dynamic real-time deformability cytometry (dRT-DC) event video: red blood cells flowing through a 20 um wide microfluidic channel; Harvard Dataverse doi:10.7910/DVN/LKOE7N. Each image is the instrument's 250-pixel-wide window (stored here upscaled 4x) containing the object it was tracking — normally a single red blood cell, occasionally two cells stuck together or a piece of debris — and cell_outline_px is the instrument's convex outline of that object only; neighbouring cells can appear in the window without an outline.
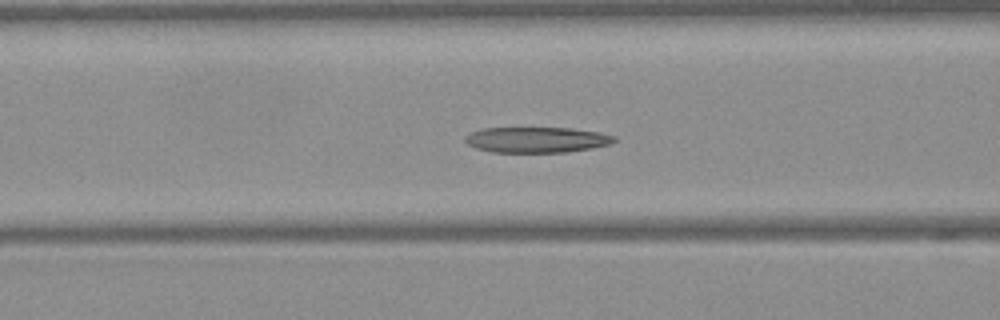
{"species": "Egyptian fruit bat (a non-hibernating species)", "species_latin": "Rousettus aegyptiacus", "temperature_condition": "warm", "stored_images_in_passage": 45, "camera_frame_rate_fps": 3000, "um_per_image_px": 0.085, "frame": {"image": 1, "passage_image": 14, "time_ms": 4.333, "image_size_px": [1000, 320], "cell_outline_px": [[616, 140], [608, 144], [592, 148], [568, 152], [492, 152], [476, 148], [468, 144], [464, 140], [464, 136], [472, 132], [484, 128], [572, 128], [600, 132], [616, 136]], "centroid_in_image_um": [45.62, 11.88], "position_along_channel_um": 121.0, "area_um2": 22.25}}
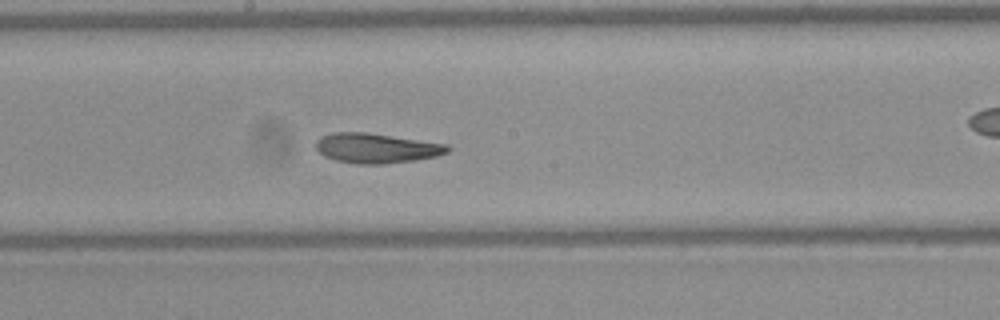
{"frame": {"image": 2, "passage_image": 21, "time_ms": 6.667, "image_size_px": [1000, 320], "cell_outline_px": [[452, 148], [448, 152], [436, 156], [412, 160], [384, 164], [356, 164], [336, 160], [324, 156], [316, 148], [316, 140], [320, 136], [336, 132], [364, 132], [448, 144]], "centroid_in_image_um": [31.98, 12.59], "position_along_channel_um": 216.2, "area_um2": 22.77}}
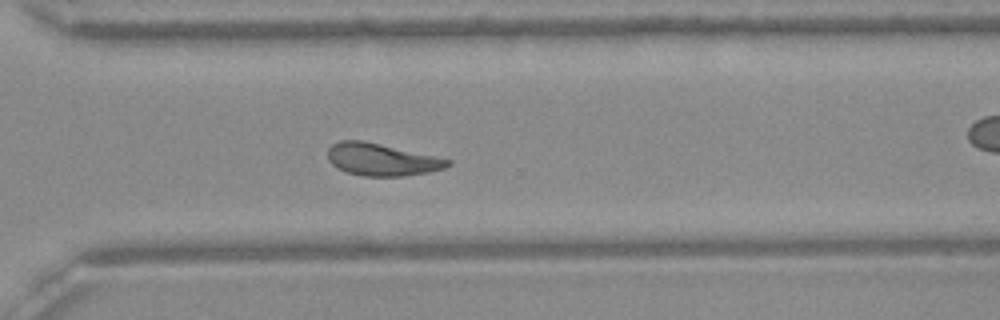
{"frame": {"image": 3, "passage_image": 30, "time_ms": 9.667, "image_size_px": [1000, 320], "cell_outline_px": [[452, 164], [444, 168], [428, 172], [404, 176], [364, 176], [348, 172], [336, 168], [328, 160], [328, 148], [332, 144], [340, 140], [360, 140], [380, 144], [436, 156], [452, 160]], "centroid_in_image_um": [32.44, 13.56], "position_along_channel_um": 338.2, "area_um2": 22.48}, "authors_computed_cell_mechanics": {"area_um2": 22.9466, "velocity_mm_per_s": 4.0711, "shape_relaxation_time_tau1_ms": 8.976, "shape_relaxation_time_tau2_ms": 4.1736, "deformation_change_tau1": 0.2625, "deformation_change_tau2": 0.1369}}